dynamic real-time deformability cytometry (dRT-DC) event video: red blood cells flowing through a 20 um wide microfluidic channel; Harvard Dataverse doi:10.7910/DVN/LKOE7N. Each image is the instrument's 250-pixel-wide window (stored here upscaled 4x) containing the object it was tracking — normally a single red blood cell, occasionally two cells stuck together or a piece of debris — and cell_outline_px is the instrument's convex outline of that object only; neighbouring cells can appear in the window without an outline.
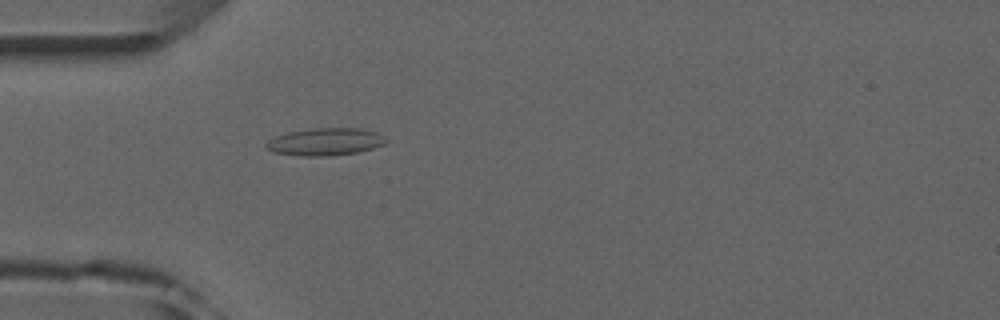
{"species": "common noctule bat (a hibernating species)", "species_latin": "Nyctalus noctula", "temperature_condition": "room temperature", "stored_images_in_passage": 1, "camera_frame_rate_fps": 3000, "um_per_image_px": 0.085, "animal": {"sex": "male", "forearm_length_mm": 52.5}, "frame": {"image": 1, "passage_image": 1, "time_ms": 0.0, "image_size_px": [1000, 320], "cell_outline_px": [[388, 140], [384, 144], [372, 148], [356, 152], [332, 156], [300, 156], [272, 152], [264, 148], [264, 144], [268, 140], [276, 136], [288, 132], [316, 128], [360, 128], [376, 132]], "centroid_in_image_um": [27.6, 12.06], "position_along_channel_um": 57.4, "area_um2": 19.19}}